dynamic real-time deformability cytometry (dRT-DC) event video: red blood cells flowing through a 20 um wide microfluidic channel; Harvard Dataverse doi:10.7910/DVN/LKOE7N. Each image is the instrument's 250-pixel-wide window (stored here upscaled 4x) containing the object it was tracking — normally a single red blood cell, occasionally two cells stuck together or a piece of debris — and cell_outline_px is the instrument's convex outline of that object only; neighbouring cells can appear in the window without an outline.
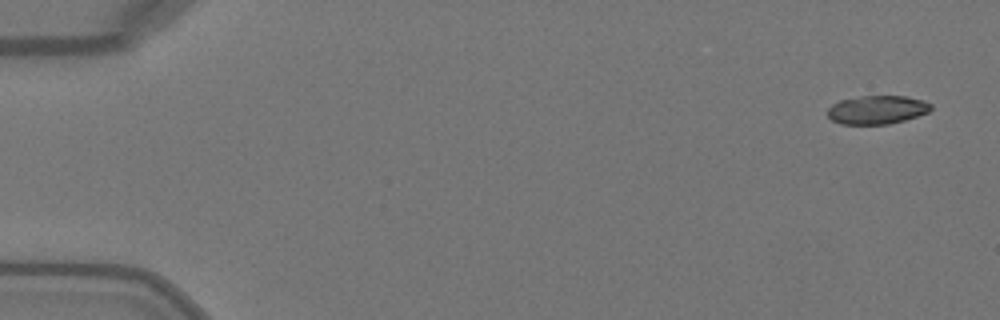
{"species": "Egyptian fruit bat (a non-hibernating species)", "species_latin": "Rousettus aegyptiacus", "temperature_condition": "warm", "stored_images_in_passage": 3, "camera_frame_rate_fps": 3000, "um_per_image_px": 0.085, "animal": {"sex": "female"}, "frame": {"image": 1, "passage_image": 1, "time_ms": 0.0, "image_size_px": [1000, 320], "cell_outline_px": [[932, 108], [928, 112], [904, 120], [888, 124], [840, 124], [832, 120], [828, 116], [828, 108], [832, 104], [840, 100], [860, 96], [904, 96], [920, 100], [932, 104]], "centroid_in_image_um": [74.52, 9.33], "position_along_channel_um": 10.5, "area_um2": 17.05}}